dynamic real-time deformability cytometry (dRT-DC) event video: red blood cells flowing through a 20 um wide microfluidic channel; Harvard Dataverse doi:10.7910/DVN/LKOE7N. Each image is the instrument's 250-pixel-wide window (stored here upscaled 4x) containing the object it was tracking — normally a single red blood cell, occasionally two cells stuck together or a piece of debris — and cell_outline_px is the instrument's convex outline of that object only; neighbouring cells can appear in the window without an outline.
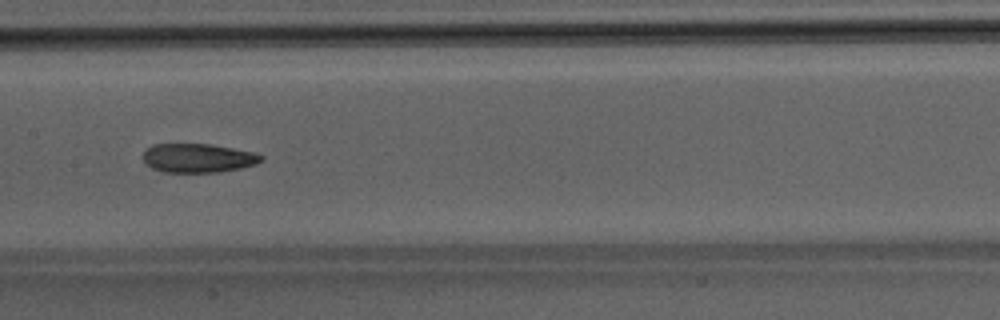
{"species": "Egyptian fruit bat (a non-hibernating species)", "species_latin": "Rousettus aegyptiacus", "temperature_condition": "room temperature", "stored_images_in_passage": 48, "camera_frame_rate_fps": 3000, "um_per_image_px": 0.085, "animal": {"sex": "male"}, "frame": {"image": 1, "passage_image": 24, "time_ms": 7.667, "image_size_px": [1000, 320], "cell_outline_px": [[264, 160], [256, 164], [240, 168], [216, 172], [164, 172], [152, 168], [144, 160], [144, 152], [152, 144], [212, 144], [252, 152], [264, 156]], "centroid_in_image_um": [16.85, 13.43], "position_along_channel_um": 190.5, "area_um2": 19.77}}
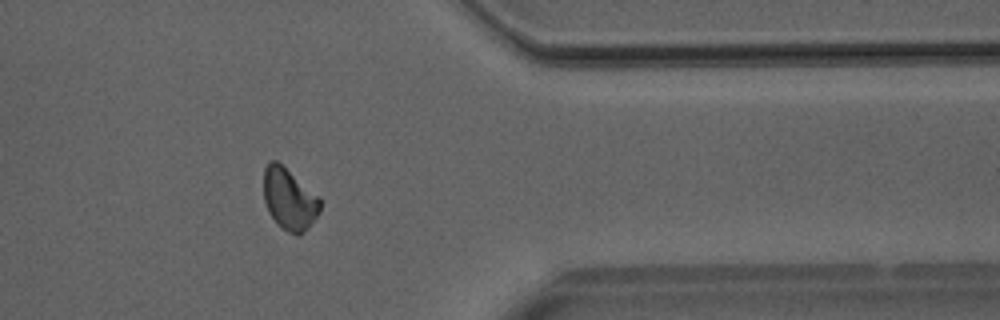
{"frame": {"image": 2, "passage_image": 39, "time_ms": 12.667, "image_size_px": [1000, 320], "cell_outline_px": [[320, 212], [308, 228], [300, 236], [296, 236], [288, 232], [276, 224], [268, 212], [264, 200], [264, 168], [272, 160], [276, 160], [320, 196]], "centroid_in_image_um": [24.6, 16.96], "position_along_channel_um": 386.8, "area_um2": 20.46}}
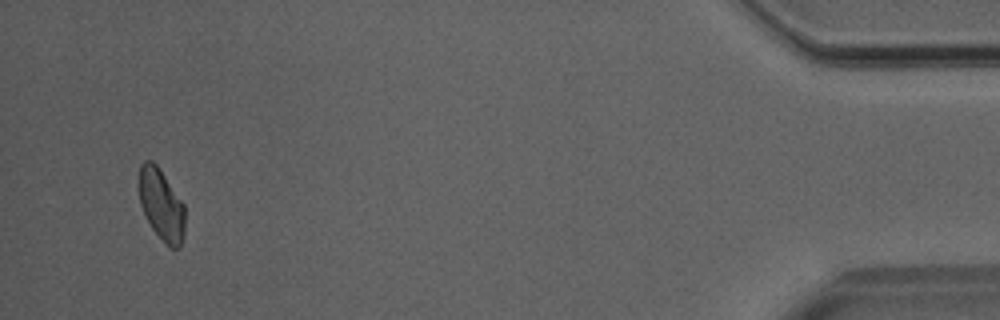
{"frame": {"image": 3, "passage_image": 46, "time_ms": 15.0, "image_size_px": [1000, 320], "cell_outline_px": [[184, 232], [180, 248], [172, 248], [152, 228], [144, 216], [140, 204], [140, 164], [144, 160], [152, 160], [156, 164], [184, 204]], "centroid_in_image_um": [13.71, 17.39], "position_along_channel_um": 421.5, "area_um2": 18.73}}